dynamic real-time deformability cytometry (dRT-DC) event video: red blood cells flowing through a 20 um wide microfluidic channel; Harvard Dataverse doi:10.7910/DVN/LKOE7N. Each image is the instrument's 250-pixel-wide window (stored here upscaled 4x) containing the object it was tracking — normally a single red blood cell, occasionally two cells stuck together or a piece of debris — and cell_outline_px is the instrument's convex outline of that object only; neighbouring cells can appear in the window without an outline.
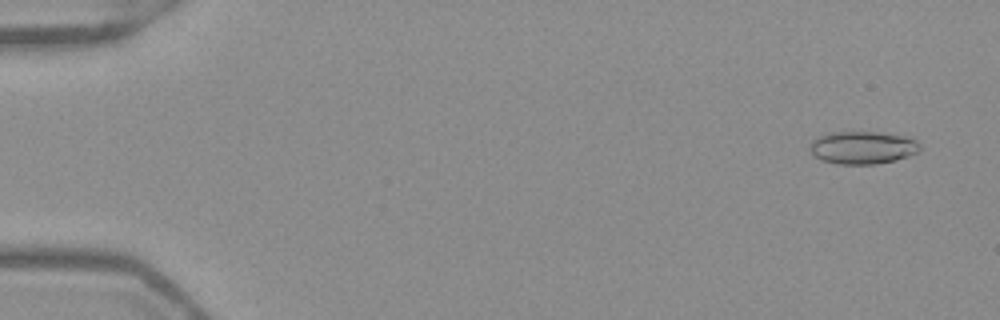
{"species": "Egyptian fruit bat (a non-hibernating species)", "species_latin": "Rousettus aegyptiacus", "temperature_condition": "warm", "stored_images_in_passage": 52, "camera_frame_rate_fps": 3000, "um_per_image_px": 0.085, "frame": {"image": 1, "passage_image": 3, "time_ms": 0.667, "image_size_px": [1000, 320], "cell_outline_px": [[920, 152], [896, 160], [876, 164], [840, 164], [820, 160], [808, 148], [812, 140], [828, 132], [880, 132], [904, 136], [916, 140], [920, 144]], "centroid_in_image_um": [73.33, 12.54], "position_along_channel_um": 11.7, "area_um2": 21.1}}
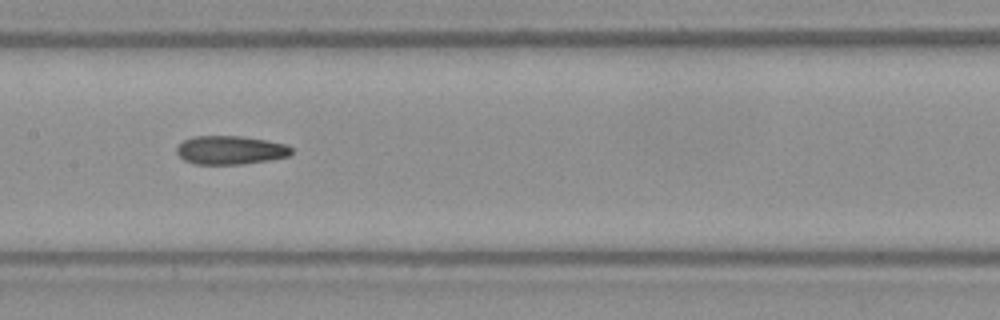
{"frame": {"image": 2, "passage_image": 27, "time_ms": 8.667, "image_size_px": [1000, 320], "cell_outline_px": [[292, 152], [288, 156], [268, 160], [240, 164], [192, 164], [184, 160], [176, 152], [176, 148], [184, 140], [192, 136], [240, 136], [268, 140], [288, 144], [292, 148]], "centroid_in_image_um": [19.58, 12.75], "position_along_channel_um": 187.8, "area_um2": 19.19}}
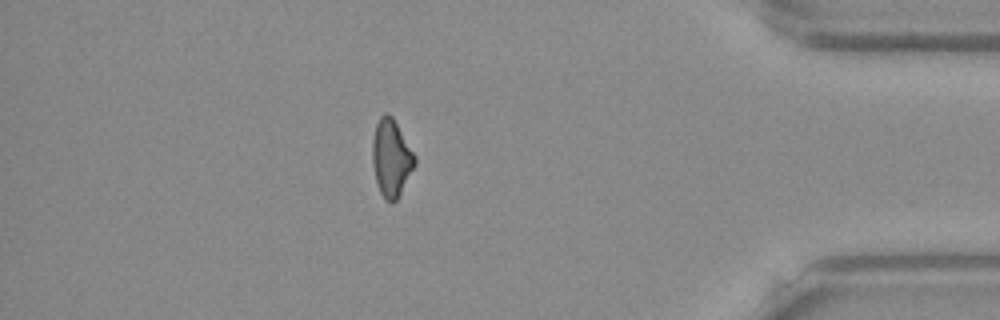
{"frame": {"image": 3, "passage_image": 46, "time_ms": 15.0, "image_size_px": [1000, 320], "cell_outline_px": [[416, 164], [396, 200], [392, 204], [384, 200], [380, 192], [376, 180], [372, 164], [372, 140], [376, 124], [380, 116], [384, 112], [388, 112], [392, 116], [416, 156]], "centroid_in_image_um": [33.25, 13.42], "position_along_channel_um": 402.0, "area_um2": 19.13}, "authors_computed_cell_mechanics": {"area_um2": 19.6231, "velocity_mm_per_s": 3.9563, "shape_relaxation_time_tau1_ms": null, "shape_relaxation_time_tau2_ms": 3.7028, "deformation_change_tau1": null, "deformation_change_tau2": 0.1206}}